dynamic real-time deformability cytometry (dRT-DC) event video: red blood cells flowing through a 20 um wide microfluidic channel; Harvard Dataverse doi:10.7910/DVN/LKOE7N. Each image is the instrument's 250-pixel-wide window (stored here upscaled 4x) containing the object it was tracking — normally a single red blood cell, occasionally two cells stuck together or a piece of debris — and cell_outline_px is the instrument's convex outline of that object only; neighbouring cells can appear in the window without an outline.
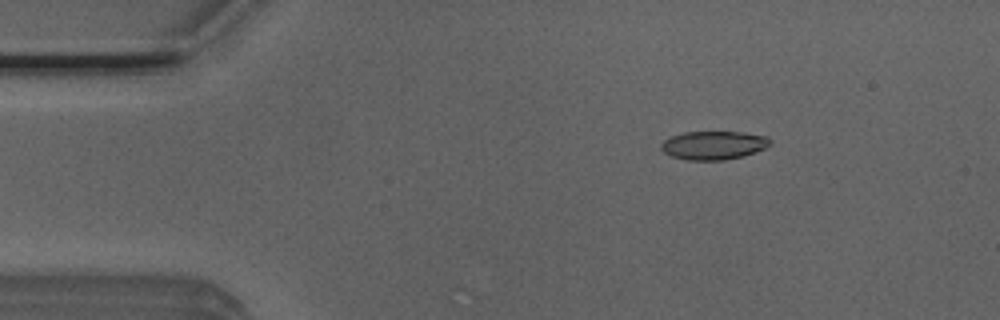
{"species": "Egyptian fruit bat (a non-hibernating species)", "species_latin": "Rousettus aegyptiacus", "temperature_condition": "room temperature", "stored_images_in_passage": 4, "camera_frame_rate_fps": 3000, "um_per_image_px": 0.085, "animal": {"sex": "male"}, "frame": {"image": 1, "passage_image": 2, "time_ms": 0.333, "image_size_px": [1000, 320], "cell_outline_px": [[772, 144], [756, 152], [744, 156], [724, 160], [688, 160], [672, 156], [664, 152], [660, 148], [660, 144], [664, 140], [672, 136], [684, 132], [744, 132], [768, 136], [772, 140]], "centroid_in_image_um": [60.69, 12.34], "position_along_channel_um": 24.3, "area_um2": 18.26}}
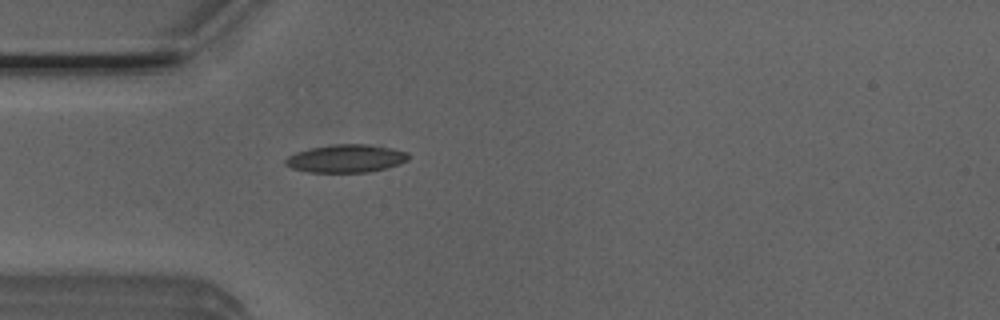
{"frame": {"image": 2, "passage_image": 4, "time_ms": 1.0, "image_size_px": [1000, 320], "cell_outline_px": [[408, 160], [400, 164], [388, 168], [368, 172], [308, 172], [292, 168], [284, 164], [284, 160], [288, 156], [296, 152], [312, 148], [332, 144], [368, 144], [392, 148], [408, 152]], "centroid_in_image_um": [29.43, 13.47], "position_along_channel_um": 55.6, "area_um2": 20.11}}